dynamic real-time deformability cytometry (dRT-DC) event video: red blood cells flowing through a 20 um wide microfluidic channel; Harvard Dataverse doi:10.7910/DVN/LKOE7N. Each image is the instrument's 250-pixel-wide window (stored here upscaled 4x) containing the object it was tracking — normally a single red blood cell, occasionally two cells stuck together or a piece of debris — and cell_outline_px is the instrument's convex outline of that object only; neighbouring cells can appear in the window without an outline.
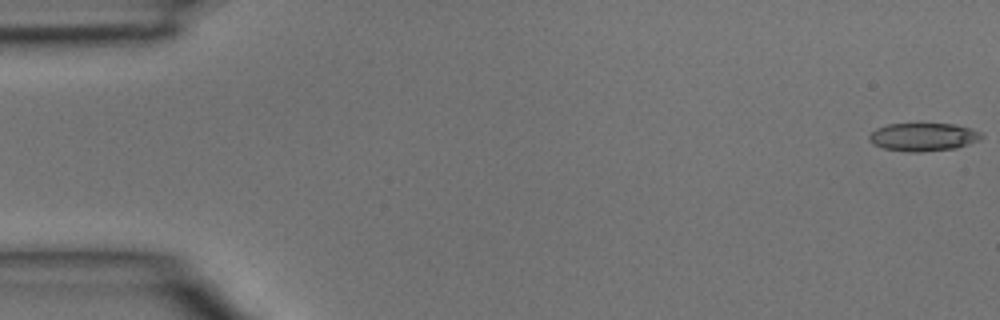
{"species": "common noctule bat (a hibernating species)", "species_latin": "Nyctalus noctula", "temperature_condition": "room temperature", "stored_images_in_passage": 4, "camera_frame_rate_fps": 3000, "um_per_image_px": 0.085, "animal": {"sex": "male", "body_mass_g": 15.6}, "frame": {"image": 1, "passage_image": 1, "time_ms": 0.0, "image_size_px": [1000, 320], "cell_outline_px": [[984, 136], [980, 140], [956, 148], [920, 152], [908, 152], [884, 148], [872, 144], [868, 136], [876, 128], [888, 124], [956, 124], [980, 132]], "centroid_in_image_um": [78.47, 11.64], "position_along_channel_um": 6.5, "area_um2": 18.32}}
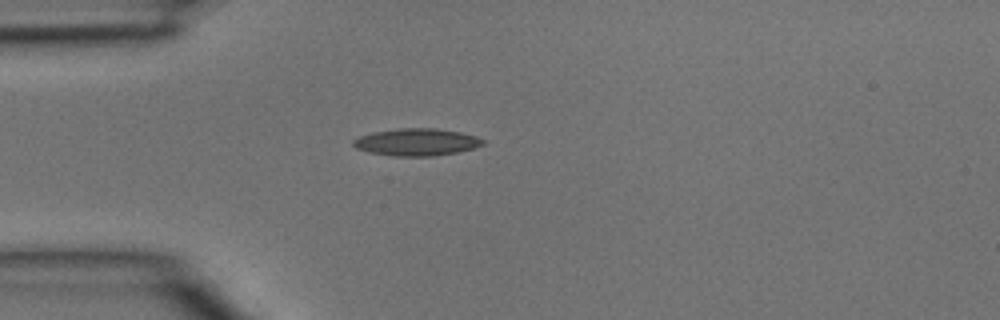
{"frame": {"image": 2, "passage_image": 4, "time_ms": 1.0, "image_size_px": [1000, 320], "cell_outline_px": [[484, 144], [472, 148], [456, 152], [432, 156], [392, 156], [368, 152], [356, 148], [352, 144], [352, 140], [360, 136], [372, 132], [396, 128], [436, 128], [460, 132], [476, 136], [484, 140]], "centroid_in_image_um": [35.37, 12.07], "position_along_channel_um": 49.6, "area_um2": 20.58}}